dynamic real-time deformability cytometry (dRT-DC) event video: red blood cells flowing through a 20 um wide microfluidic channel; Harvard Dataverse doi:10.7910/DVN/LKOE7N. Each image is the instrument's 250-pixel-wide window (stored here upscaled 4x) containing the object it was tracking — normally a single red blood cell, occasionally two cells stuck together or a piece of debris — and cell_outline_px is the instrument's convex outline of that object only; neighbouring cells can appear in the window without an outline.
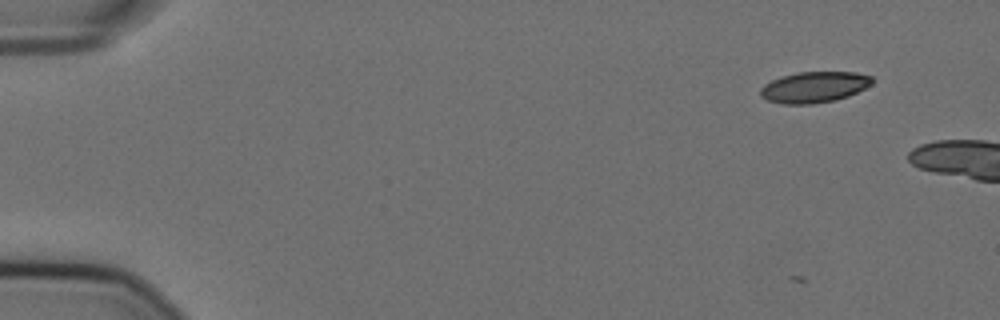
{"species": "Egyptian fruit bat (a non-hibernating species)", "species_latin": "Rousettus aegyptiacus", "temperature_condition": "cold", "stored_images_in_passage": 12, "camera_frame_rate_fps": 3000, "um_per_image_px": 0.085, "animal": {"sex": "female"}, "frame": {"image": 1, "passage_image": 6, "time_ms": 1.667, "image_size_px": [1000, 320], "cell_outline_px": [[876, 80], [872, 84], [848, 96], [836, 100], [812, 104], [784, 104], [768, 100], [760, 96], [760, 88], [764, 84], [780, 76], [796, 72], [856, 72], [872, 76]], "centroid_in_image_um": [69.21, 7.4], "position_along_channel_um": 15.8, "area_um2": 20.35}}